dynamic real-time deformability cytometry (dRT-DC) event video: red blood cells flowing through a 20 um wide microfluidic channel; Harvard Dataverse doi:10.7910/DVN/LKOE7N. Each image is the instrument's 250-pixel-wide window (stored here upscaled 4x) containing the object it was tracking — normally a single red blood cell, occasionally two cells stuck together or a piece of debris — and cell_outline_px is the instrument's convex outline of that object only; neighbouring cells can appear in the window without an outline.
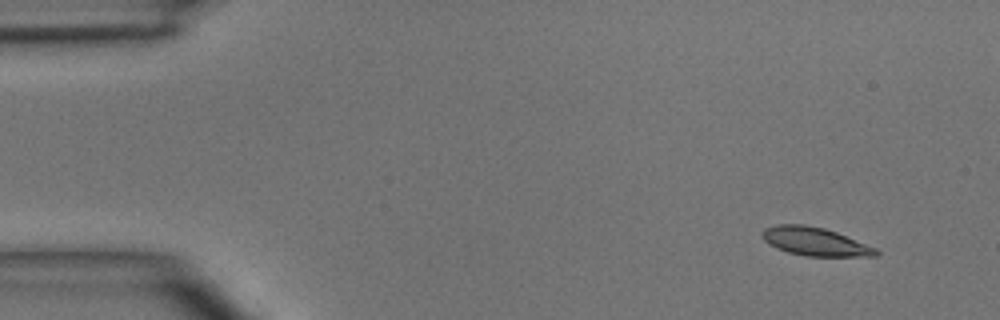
{"species": "common noctule bat (a hibernating species)", "species_latin": "Nyctalus noctula", "temperature_condition": "room temperature", "stored_images_in_passage": 4, "camera_frame_rate_fps": 3000, "um_per_image_px": 0.085, "animal": {"sex": "male", "body_mass_g": 15.6}, "frame": {"image": 1, "passage_image": 1, "time_ms": 0.0, "image_size_px": [1000, 320], "cell_outline_px": [[880, 252], [876, 256], [804, 256], [788, 252], [776, 248], [764, 240], [760, 232], [764, 228], [776, 224], [804, 224], [824, 228], [836, 232], [876, 248]], "centroid_in_image_um": [69.24, 20.52], "position_along_channel_um": 15.8, "area_um2": 18.79}}
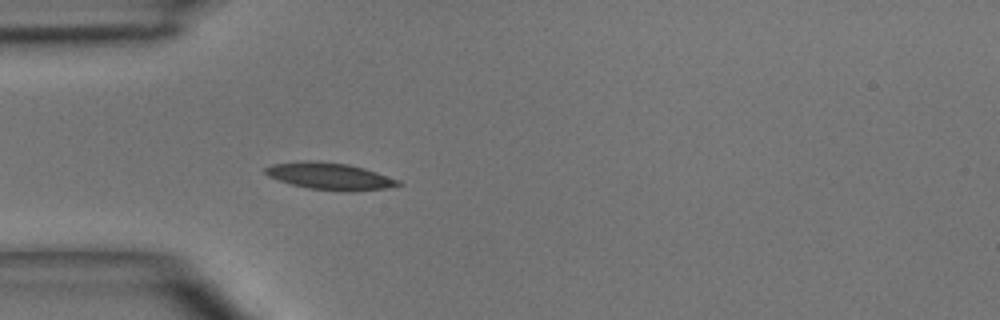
{"frame": {"image": 2, "passage_image": 4, "time_ms": 3.333, "image_size_px": [1000, 320], "cell_outline_px": [[404, 184], [388, 188], [352, 192], [348, 192], [308, 188], [292, 184], [268, 176], [264, 172], [264, 168], [272, 164], [304, 160], [316, 160], [348, 164], [364, 168], [400, 180]], "centroid_in_image_um": [28.06, 14.97], "position_along_channel_um": 56.9, "area_um2": 21.04}}